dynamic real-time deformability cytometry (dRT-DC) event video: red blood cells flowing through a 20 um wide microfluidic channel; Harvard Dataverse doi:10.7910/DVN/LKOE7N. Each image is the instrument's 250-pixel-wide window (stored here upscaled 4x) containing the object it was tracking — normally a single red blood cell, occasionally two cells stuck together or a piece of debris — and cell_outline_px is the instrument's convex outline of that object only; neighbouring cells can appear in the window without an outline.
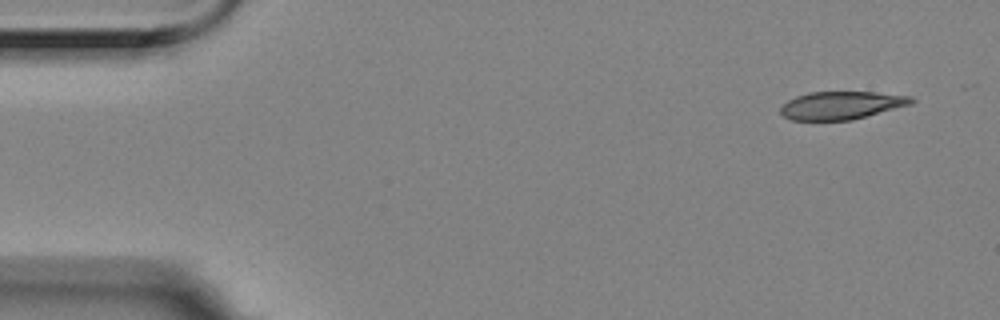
{"species": "Egyptian fruit bat (a non-hibernating species)", "species_latin": "Rousettus aegyptiacus", "temperature_condition": "room temperature", "stored_images_in_passage": 5, "camera_frame_rate_fps": 3000, "um_per_image_px": 0.085, "animal": {"sex": "female"}, "frame": {"image": 1, "passage_image": 1, "time_ms": 0.0, "image_size_px": [1000, 320], "cell_outline_px": [[916, 100], [912, 104], [852, 120], [792, 120], [784, 116], [780, 112], [780, 108], [788, 100], [796, 96], [808, 92], [876, 92], [912, 96]], "centroid_in_image_um": [71.54, 8.95], "position_along_channel_um": 13.5, "area_um2": 21.33}}
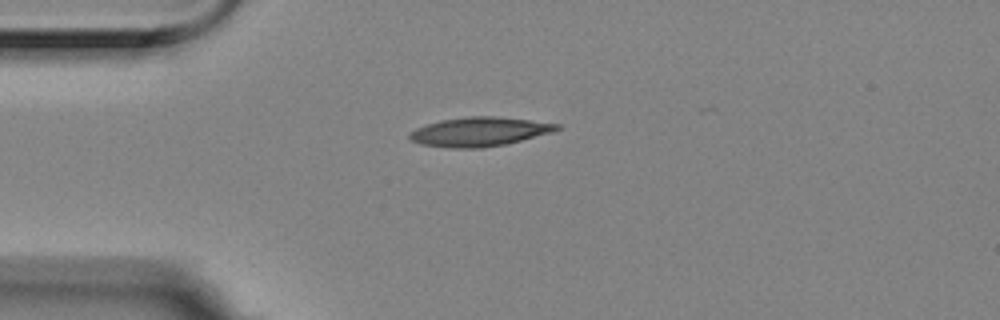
{"frame": {"image": 2, "passage_image": 4, "time_ms": 1.0, "image_size_px": [1000, 320], "cell_outline_px": [[560, 128], [552, 132], [504, 144], [480, 148], [448, 148], [420, 144], [412, 140], [408, 136], [408, 132], [416, 128], [440, 120], [468, 116], [496, 116], [560, 124]], "centroid_in_image_um": [40.7, 11.19], "position_along_channel_um": 44.3, "area_um2": 24.8}}